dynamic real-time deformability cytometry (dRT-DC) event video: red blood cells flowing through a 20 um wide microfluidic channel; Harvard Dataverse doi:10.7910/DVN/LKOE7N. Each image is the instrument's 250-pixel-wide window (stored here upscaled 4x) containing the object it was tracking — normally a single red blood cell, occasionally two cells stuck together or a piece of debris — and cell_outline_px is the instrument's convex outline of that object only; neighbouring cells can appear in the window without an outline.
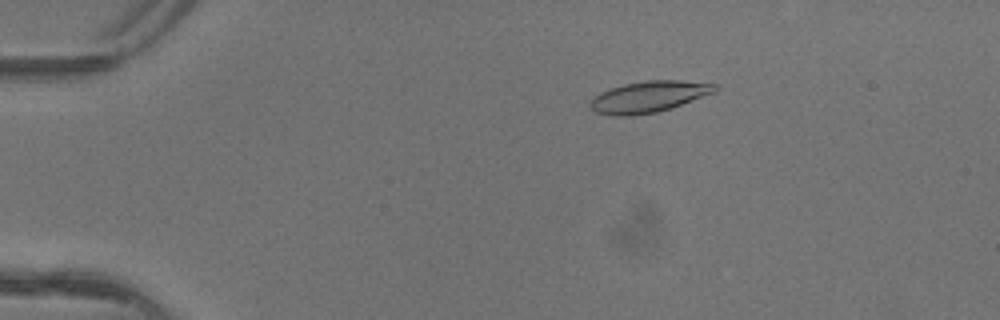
{"species": "common noctule bat (a hibernating species)", "species_latin": "Nyctalus noctula", "temperature_condition": "warm", "stored_images_in_passage": 3, "camera_frame_rate_fps": 3000, "um_per_image_px": 0.085, "animal": {"sex": "female"}, "frame": {"image": 1, "passage_image": 3, "time_ms": 0.667, "image_size_px": [1000, 320], "cell_outline_px": [[720, 88], [716, 92], [672, 108], [656, 112], [632, 116], [612, 116], [596, 112], [588, 104], [592, 96], [600, 92], [624, 84], [644, 80], [680, 80], [716, 84]], "centroid_in_image_um": [55.15, 8.22], "position_along_channel_um": 29.9, "area_um2": 23.0}}